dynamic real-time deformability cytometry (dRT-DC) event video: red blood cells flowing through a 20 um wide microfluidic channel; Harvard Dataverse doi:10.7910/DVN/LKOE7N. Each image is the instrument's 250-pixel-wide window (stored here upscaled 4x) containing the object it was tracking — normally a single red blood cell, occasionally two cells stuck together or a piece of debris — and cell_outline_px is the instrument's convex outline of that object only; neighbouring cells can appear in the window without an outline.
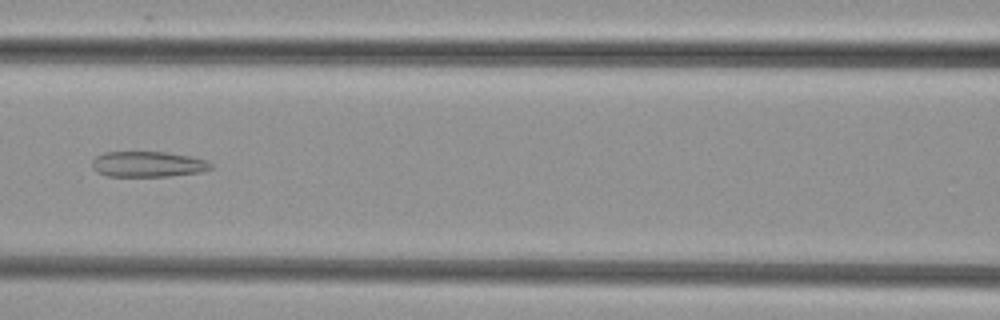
{"species": "common noctule bat (a hibernating species)", "species_latin": "Nyctalus noctula", "temperature_condition": "cold", "stored_images_in_passage": 37, "camera_frame_rate_fps": 3000, "um_per_image_px": 0.085, "animal": {"sex": "female", "body_mass_g": 29.2, "forearm_length_mm": 56.3}, "frame": {"image": 1, "passage_image": 15, "time_ms": 4.667, "image_size_px": [1000, 320], "cell_outline_px": [[212, 168], [200, 172], [168, 176], [108, 176], [96, 172], [92, 168], [92, 160], [96, 156], [104, 152], [168, 152], [208, 160], [212, 164]], "centroid_in_image_um": [12.55, 13.95], "position_along_channel_um": 154.0, "area_um2": 17.74}}
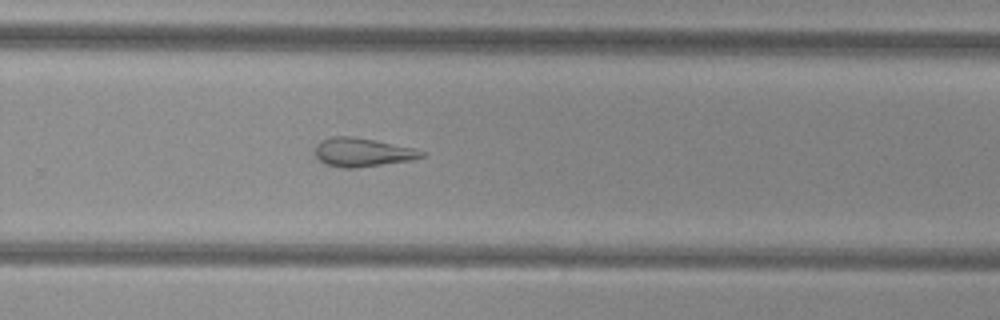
{"frame": {"image": 2, "passage_image": 26, "time_ms": 8.333, "image_size_px": [1000, 320], "cell_outline_px": [[428, 152], [424, 156], [412, 160], [356, 168], [344, 168], [324, 164], [316, 156], [316, 144], [320, 140], [332, 136], [352, 136], [412, 148]], "centroid_in_image_um": [30.79, 12.95], "position_along_channel_um": 299.0, "area_um2": 17.69}}
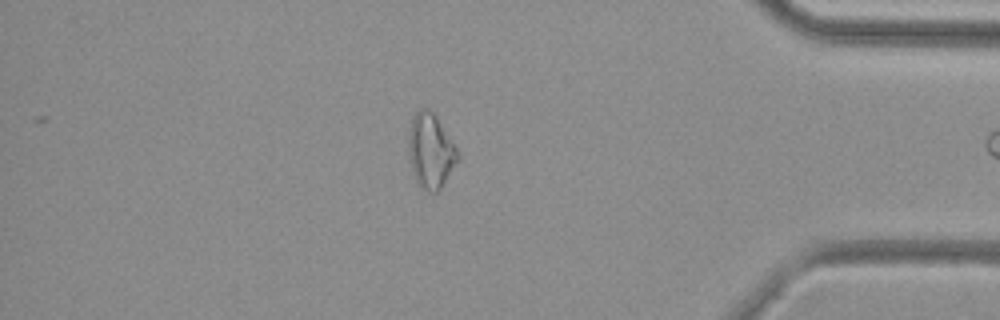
{"frame": {"image": 3, "passage_image": 36, "time_ms": 11.667, "image_size_px": [1000, 320], "cell_outline_px": [[460, 160], [440, 188], [436, 192], [428, 192], [416, 180], [412, 168], [408, 152], [408, 132], [412, 116], [420, 108], [428, 108], [436, 116], [456, 148], [460, 156]], "centroid_in_image_um": [36.6, 12.8], "position_along_channel_um": 398.6, "area_um2": 21.27}}